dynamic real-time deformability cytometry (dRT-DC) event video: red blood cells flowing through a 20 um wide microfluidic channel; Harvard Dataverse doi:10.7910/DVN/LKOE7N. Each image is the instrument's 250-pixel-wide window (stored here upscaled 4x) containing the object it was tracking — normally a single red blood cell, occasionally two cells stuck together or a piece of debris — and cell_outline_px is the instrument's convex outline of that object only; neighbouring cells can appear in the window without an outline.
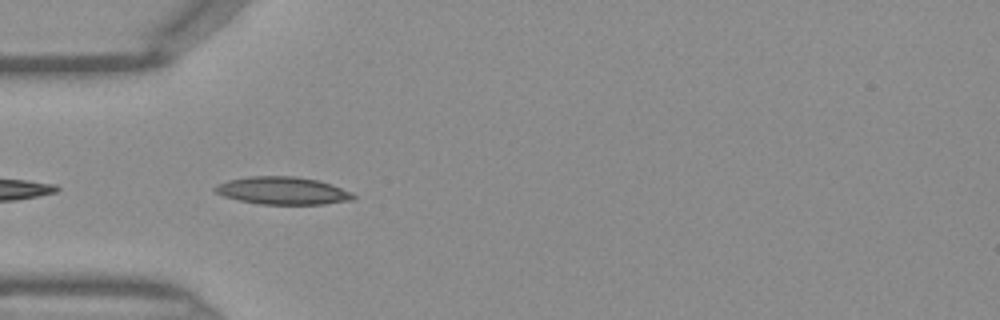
{"species": "Egyptian fruit bat (a non-hibernating species)", "species_latin": "Rousettus aegyptiacus", "temperature_condition": "warm", "stored_images_in_passage": 44, "camera_frame_rate_fps": 3000, "um_per_image_px": 0.085, "frame": {"image": 1, "passage_image": 13, "time_ms": 4.0, "image_size_px": [1000, 320], "cell_outline_px": [[356, 196], [352, 200], [324, 204], [260, 204], [240, 200], [224, 196], [216, 192], [212, 188], [216, 184], [228, 180], [248, 176], [296, 176], [316, 180], [332, 184], [352, 192]], "centroid_in_image_um": [24.02, 16.2], "position_along_channel_um": 61.0, "area_um2": 22.25}}